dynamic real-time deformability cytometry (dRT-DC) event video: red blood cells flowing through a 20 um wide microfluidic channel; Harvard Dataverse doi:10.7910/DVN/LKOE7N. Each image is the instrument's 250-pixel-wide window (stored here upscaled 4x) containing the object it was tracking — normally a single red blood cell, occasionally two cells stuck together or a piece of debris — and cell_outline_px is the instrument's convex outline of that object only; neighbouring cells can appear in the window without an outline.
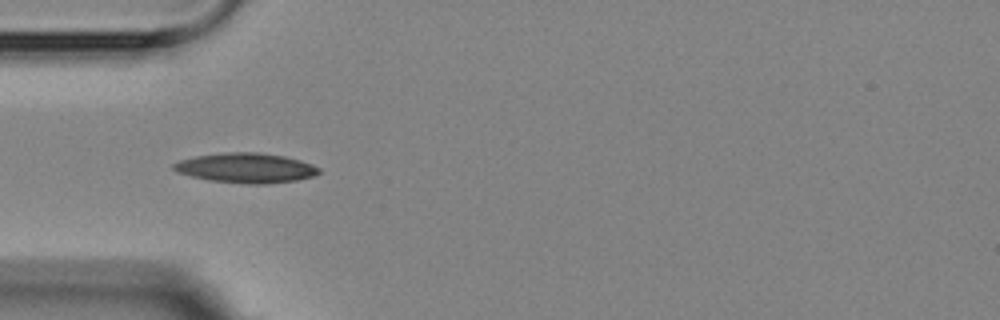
{"species": "Egyptian fruit bat (a non-hibernating species)", "species_latin": "Rousettus aegyptiacus", "temperature_condition": "room temperature", "stored_images_in_passage": 2, "camera_frame_rate_fps": 3000, "um_per_image_px": 0.085, "animal": {"sex": "female"}, "frame": {"image": 1, "passage_image": 1, "time_ms": 0.0, "image_size_px": [1000, 320], "cell_outline_px": [[320, 172], [312, 176], [296, 180], [268, 184], [248, 184], [212, 180], [192, 176], [176, 172], [172, 168], [172, 164], [180, 160], [196, 156], [224, 152], [256, 152], [284, 156], [300, 160], [312, 164], [320, 168]], "centroid_in_image_um": [20.91, 14.27], "position_along_channel_um": 64.1, "area_um2": 25.14}}
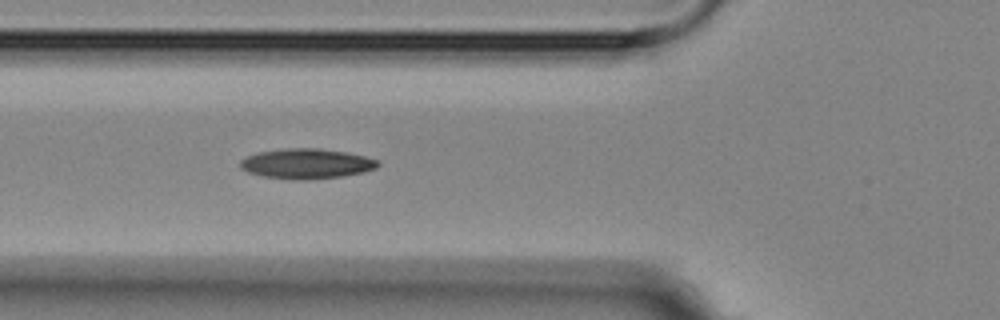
{"frame": {"image": 2, "passage_image": 2, "time_ms": 1.0, "image_size_px": [1000, 320], "cell_outline_px": [[380, 164], [376, 168], [364, 172], [344, 176], [304, 180], [292, 180], [260, 176], [248, 172], [240, 168], [240, 160], [248, 156], [260, 152], [288, 148], [316, 148], [344, 152], [364, 156], [380, 160]], "centroid_in_image_um": [26.06, 13.93], "position_along_channel_um": 99.7, "area_um2": 24.16}}